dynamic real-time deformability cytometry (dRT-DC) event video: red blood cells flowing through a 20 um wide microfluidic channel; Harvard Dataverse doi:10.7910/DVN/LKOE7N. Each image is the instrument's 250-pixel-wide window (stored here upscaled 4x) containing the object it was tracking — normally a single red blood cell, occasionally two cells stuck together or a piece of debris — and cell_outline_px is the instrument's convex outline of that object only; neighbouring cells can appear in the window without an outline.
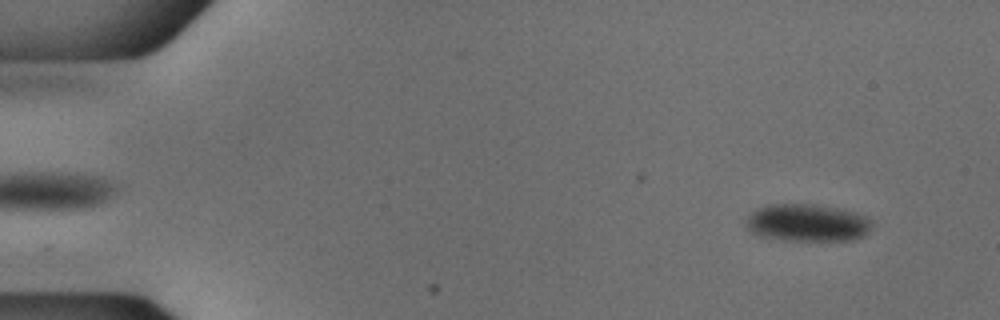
{"species": "common noctule bat (a hibernating species)", "species_latin": "Nyctalus noctula", "temperature_condition": "cold", "stored_images_in_passage": 53, "camera_frame_rate_fps": 3000, "um_per_image_px": 0.085, "animal": {"sex": "male", "body_mass_g": 18.8}, "frame": {"image": 1, "passage_image": 4, "time_ms": 1.0, "image_size_px": [1000, 320], "cell_outline_px": [[872, 224], [868, 232], [864, 236], [856, 240], [784, 240], [760, 236], [752, 232], [748, 228], [748, 216], [756, 208], [768, 204], [812, 204], [840, 208], [856, 212], [872, 220]], "centroid_in_image_um": [68.66, 18.93], "position_along_channel_um": 16.3, "area_um2": 27.51}}
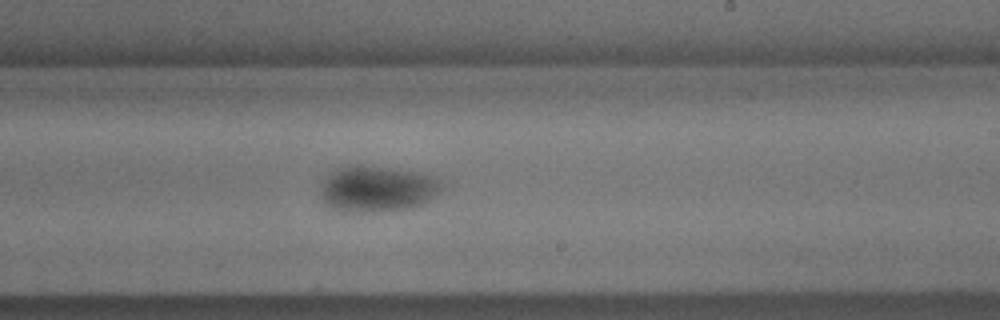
{"frame": {"image": 2, "passage_image": 32, "time_ms": 10.333, "image_size_px": [1000, 320], "cell_outline_px": [[444, 188], [440, 192], [428, 200], [420, 204], [408, 208], [376, 212], [340, 212], [324, 204], [320, 188], [324, 180], [336, 168], [348, 164], [360, 164], [424, 172], [440, 180], [444, 184]], "centroid_in_image_um": [32.06, 16.03], "position_along_channel_um": 256.9, "area_um2": 33.12}}
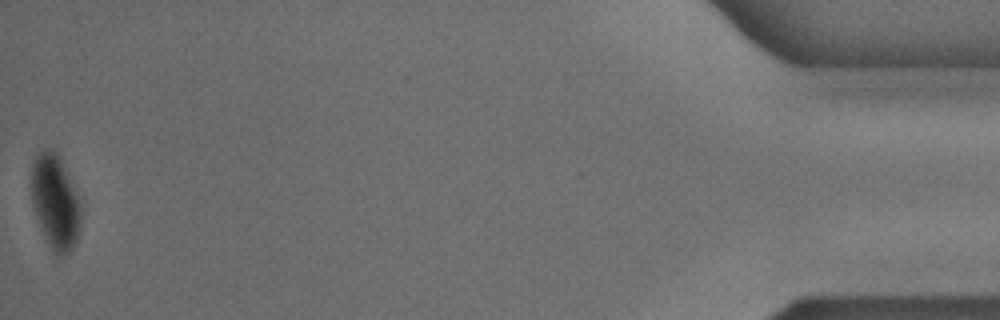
{"frame": {"image": 3, "passage_image": 53, "time_ms": 17.333, "image_size_px": [1000, 320], "cell_outline_px": [[80, 232], [72, 248], [68, 252], [60, 256], [56, 256], [52, 252], [44, 240], [32, 204], [32, 164], [36, 156], [44, 148], [52, 148], [60, 156], [80, 196]], "centroid_in_image_um": [4.71, 17.17], "position_along_channel_um": 430.5, "area_um2": 27.8}}